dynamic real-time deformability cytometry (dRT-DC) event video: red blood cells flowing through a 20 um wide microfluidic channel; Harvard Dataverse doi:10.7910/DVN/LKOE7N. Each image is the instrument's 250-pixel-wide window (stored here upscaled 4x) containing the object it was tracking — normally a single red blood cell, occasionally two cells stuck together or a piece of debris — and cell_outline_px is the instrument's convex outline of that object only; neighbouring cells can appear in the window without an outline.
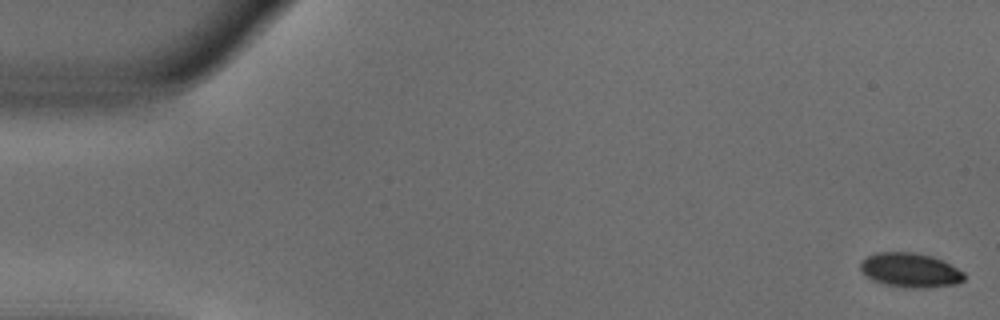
{"species": "common noctule bat (a hibernating species)", "species_latin": "Nyctalus noctula", "temperature_condition": "warm", "stored_images_in_passage": 9, "camera_frame_rate_fps": 3000, "um_per_image_px": 0.085, "animal": {"sex": "male", "body_mass_g": 18.8}, "frame": {"image": 1, "passage_image": 1, "time_ms": 0.0, "image_size_px": [1000, 320], "cell_outline_px": [[964, 280], [956, 284], [924, 288], [912, 288], [884, 284], [872, 280], [860, 268], [860, 260], [876, 252], [912, 252], [932, 256], [964, 272]], "centroid_in_image_um": [77.35, 22.96], "position_along_channel_um": 7.7, "area_um2": 20.58}}